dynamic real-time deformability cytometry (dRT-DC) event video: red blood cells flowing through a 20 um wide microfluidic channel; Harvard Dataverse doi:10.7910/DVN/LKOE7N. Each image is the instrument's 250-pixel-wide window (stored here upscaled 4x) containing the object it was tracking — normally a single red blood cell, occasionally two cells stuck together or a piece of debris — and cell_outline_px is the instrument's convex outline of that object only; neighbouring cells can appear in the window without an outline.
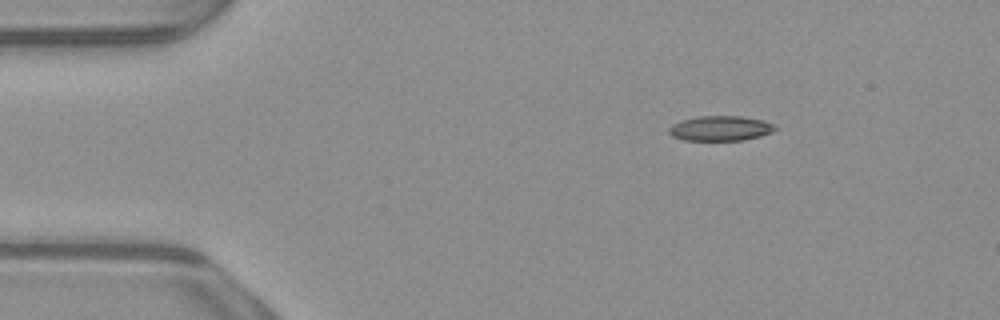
{"species": "common noctule bat (a hibernating species)", "species_latin": "Nyctalus noctula", "temperature_condition": "warm", "stored_images_in_passage": 46, "camera_frame_rate_fps": 3000, "um_per_image_px": 0.085, "animal": {"sex": "male", "body_mass_g": 23.1, "forearm_length_mm": 52.7}, "frame": {"image": 1, "passage_image": 1, "time_ms": 0.0, "image_size_px": [1000, 320], "cell_outline_px": [[780, 128], [772, 132], [760, 136], [744, 140], [684, 140], [672, 136], [668, 132], [668, 128], [672, 124], [680, 120], [696, 116], [740, 116], [764, 120], [776, 124]], "centroid_in_image_um": [61.26, 10.9], "position_along_channel_um": 23.7, "area_um2": 15.72}}
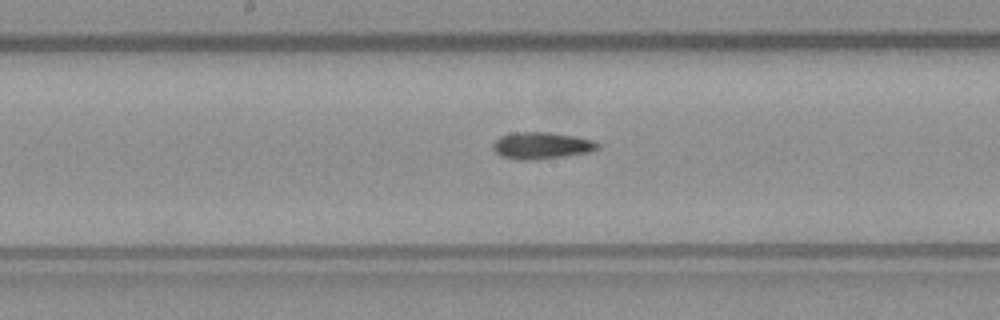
{"frame": {"image": 2, "passage_image": 20, "time_ms": 6.333, "image_size_px": [1000, 320], "cell_outline_px": [[600, 148], [588, 152], [564, 156], [536, 160], [520, 160], [500, 156], [492, 148], [492, 144], [500, 136], [512, 132], [548, 132], [576, 136], [596, 140], [600, 144]], "centroid_in_image_um": [46.04, 12.37], "position_along_channel_um": 202.2, "area_um2": 16.59}}
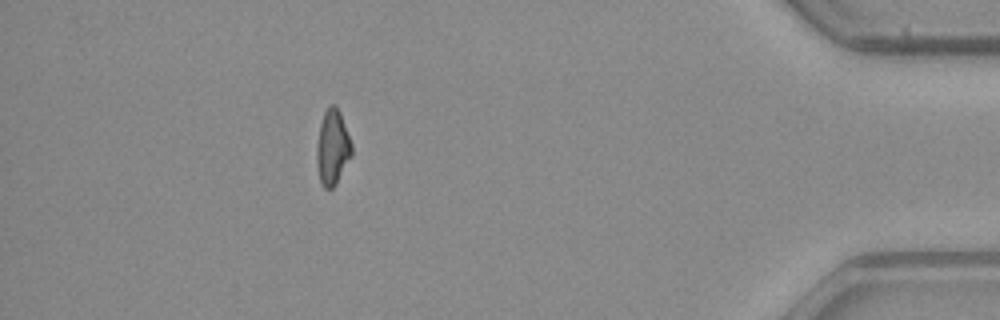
{"frame": {"image": 3, "passage_image": 40, "time_ms": 13.0, "image_size_px": [1000, 320], "cell_outline_px": [[352, 156], [336, 184], [332, 188], [324, 188], [320, 180], [316, 164], [316, 144], [320, 124], [324, 112], [332, 104], [336, 104], [340, 112], [352, 144]], "centroid_in_image_um": [28.26, 12.53], "position_along_channel_um": 406.9, "area_um2": 15.43}, "authors_computed_cell_mechanics": {"area_um2": 15.8372, "velocity_mm_per_s": 3.9251, "shape_relaxation_time_tau1_ms": 4.5584, "shape_relaxation_time_tau2_ms": 8.2822, "deformation_change_tau1": 0.1496, "deformation_change_tau2": 0.1891}}